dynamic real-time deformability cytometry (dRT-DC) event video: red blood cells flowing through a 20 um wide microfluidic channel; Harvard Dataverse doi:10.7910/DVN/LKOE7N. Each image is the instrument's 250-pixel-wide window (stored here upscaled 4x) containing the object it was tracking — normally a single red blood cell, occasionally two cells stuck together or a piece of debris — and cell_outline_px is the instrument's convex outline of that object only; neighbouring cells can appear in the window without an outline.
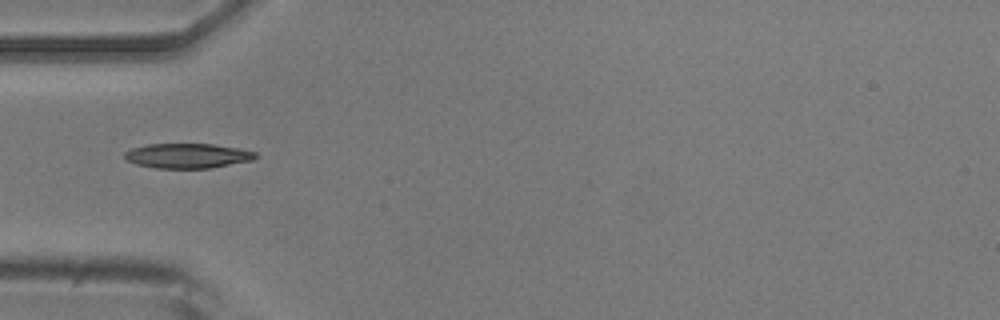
{"species": "common noctule bat (a hibernating species)", "species_latin": "Nyctalus noctula", "temperature_condition": "room temperature", "stored_images_in_passage": 35, "camera_frame_rate_fps": 3000, "um_per_image_px": 0.085, "animal": {"sex": "male", "body_mass_g": 20.5, "forearm_length_mm": 52.5}, "frame": {"image": 1, "passage_image": 1, "time_ms": 0.0, "image_size_px": [1000, 320], "cell_outline_px": [[256, 156], [252, 160], [212, 168], [156, 168], [136, 164], [128, 160], [124, 156], [124, 152], [132, 148], [148, 144], [212, 144], [240, 148], [256, 152]], "centroid_in_image_um": [15.94, 13.24], "position_along_channel_um": 69.1, "area_um2": 18.84}}
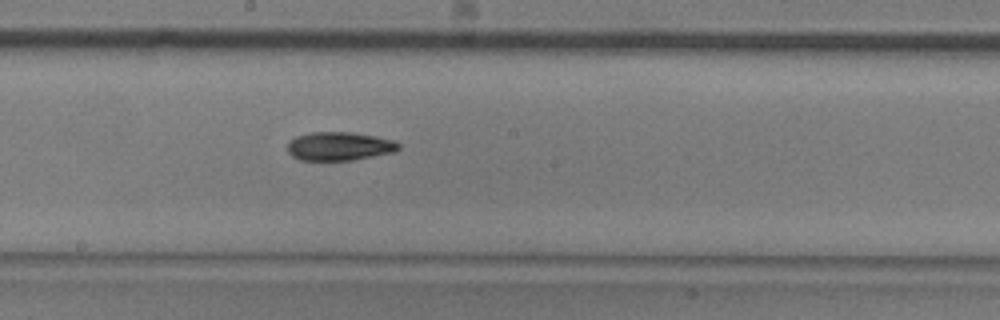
{"frame": {"image": 2, "passage_image": 13, "time_ms": 4.0, "image_size_px": [1000, 320], "cell_outline_px": [[400, 148], [396, 152], [352, 160], [300, 160], [292, 156], [288, 152], [288, 140], [296, 136], [312, 132], [352, 132], [376, 136], [396, 140], [400, 144]], "centroid_in_image_um": [28.87, 12.42], "position_along_channel_um": 219.3, "area_um2": 18.73}}
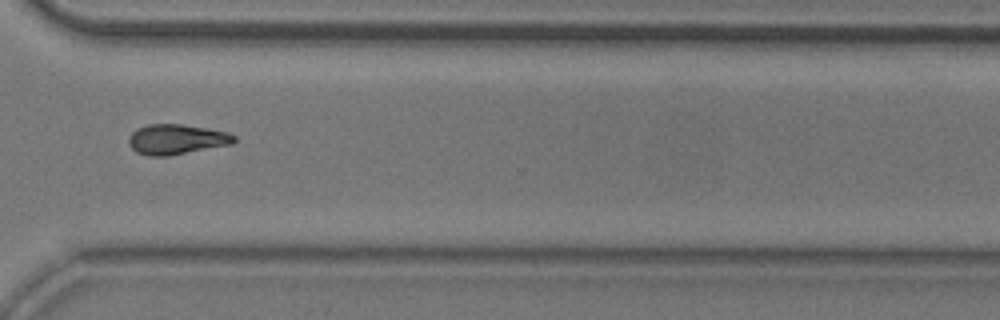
{"frame": {"image": 3, "passage_image": 24, "time_ms": 7.667, "image_size_px": [1000, 320], "cell_outline_px": [[236, 140], [232, 144], [168, 156], [148, 156], [136, 152], [128, 144], [128, 140], [132, 132], [136, 128], [148, 124], [180, 124], [208, 128], [228, 132], [236, 136]], "centroid_in_image_um": [14.99, 11.84], "position_along_channel_um": 355.6, "area_um2": 18.61}, "authors_computed_cell_mechanics": {"area_um2": 18.3804, "velocity_mm_per_s": 3.7306, "shape_relaxation_time_tau1_ms": 7.381, "shape_relaxation_time_tau2_ms": 4.3416, "deformation_change_tau1": 0.1374, "deformation_change_tau2": 0.0954}}